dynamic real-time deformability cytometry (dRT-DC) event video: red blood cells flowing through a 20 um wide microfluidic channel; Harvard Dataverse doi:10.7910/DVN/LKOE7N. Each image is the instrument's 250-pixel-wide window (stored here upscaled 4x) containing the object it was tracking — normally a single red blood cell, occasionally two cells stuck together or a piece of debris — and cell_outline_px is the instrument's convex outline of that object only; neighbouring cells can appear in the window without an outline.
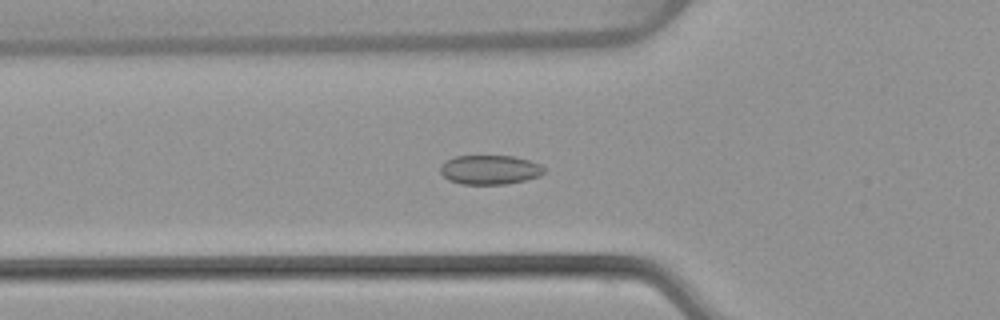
{"species": "common noctule bat (a hibernating species)", "species_latin": "Nyctalus noctula", "temperature_condition": "warm", "stored_images_in_passage": 53, "camera_frame_rate_fps": 3000, "um_per_image_px": 0.085, "animal": {"sex": "female", "body_mass_g": 22.7, "forearm_length_mm": 54.2}, "frame": {"image": 1, "passage_image": 19, "time_ms": 6.0, "image_size_px": [1000, 320], "cell_outline_px": [[544, 172], [540, 176], [508, 184], [464, 184], [448, 180], [440, 172], [440, 168], [448, 160], [456, 156], [512, 156], [528, 160], [540, 164], [544, 168]], "centroid_in_image_um": [41.65, 14.43], "position_along_channel_um": 84.1, "area_um2": 17.51}}
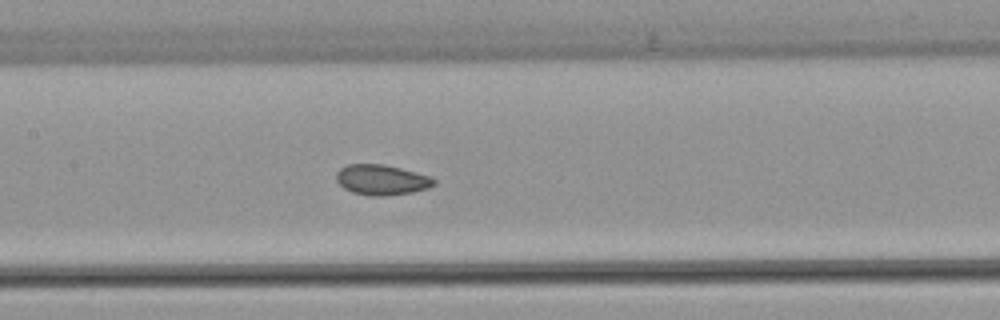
{"frame": {"image": 2, "passage_image": 26, "time_ms": 8.333, "image_size_px": [1000, 320], "cell_outline_px": [[436, 184], [428, 188], [412, 192], [384, 196], [372, 196], [352, 192], [344, 188], [336, 180], [336, 172], [340, 168], [348, 164], [384, 164], [432, 176], [436, 180]], "centroid_in_image_um": [32.45, 15.28], "position_along_channel_um": 174.9, "area_um2": 17.34}}
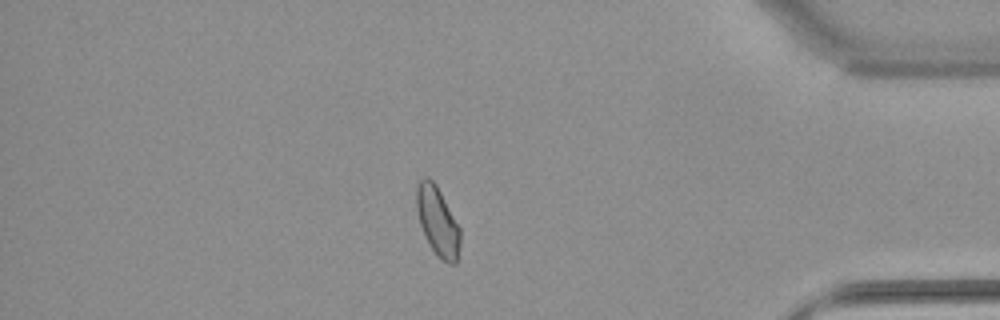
{"frame": {"image": 3, "passage_image": 46, "time_ms": 15.0, "image_size_px": [1000, 320], "cell_outline_px": [[460, 244], [456, 264], [448, 264], [436, 256], [420, 224], [416, 208], [416, 188], [420, 180], [424, 176], [428, 176], [436, 184], [460, 228]], "centroid_in_image_um": [37.2, 18.81], "position_along_channel_um": 398.0, "area_um2": 17.46}, "authors_computed_cell_mechanics": {"area_um2": 17.6868, "velocity_mm_per_s": 3.8702, "shape_relaxation_time_tau1_ms": 7.4664, "shape_relaxation_time_tau2_ms": 1.5058, "deformation_change_tau1": 0.0875, "deformation_change_tau2": 0.0398}}